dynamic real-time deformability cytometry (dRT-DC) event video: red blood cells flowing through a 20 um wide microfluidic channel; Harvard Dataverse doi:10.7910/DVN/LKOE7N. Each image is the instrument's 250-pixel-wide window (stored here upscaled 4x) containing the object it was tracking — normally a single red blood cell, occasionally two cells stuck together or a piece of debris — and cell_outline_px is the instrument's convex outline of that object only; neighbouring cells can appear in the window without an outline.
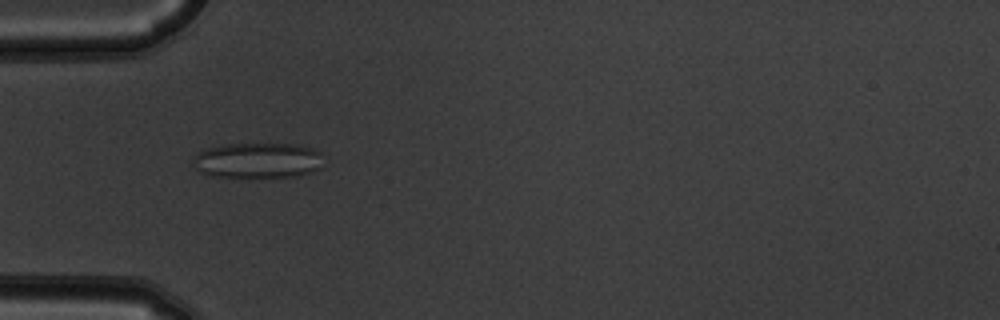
{"species": "common noctule bat (a hibernating species)", "species_latin": "Nyctalus noctula", "temperature_condition": "warm", "stored_images_in_passage": 7, "camera_frame_rate_fps": 3000, "um_per_image_px": 0.085, "animal": {"sex": "male", "body_mass_g": 19.5, "forearm_length_mm": 54.6}, "frame": {"image": 1, "passage_image": 2, "time_ms": 0.333, "image_size_px": [1000, 320], "cell_outline_px": [[320, 168], [300, 176], [248, 180], [212, 176], [200, 172], [192, 164], [192, 156], [208, 148], [224, 144], [296, 144], [312, 148], [320, 152]], "centroid_in_image_um": [21.85, 13.69], "position_along_channel_um": 63.1, "area_um2": 27.92}}
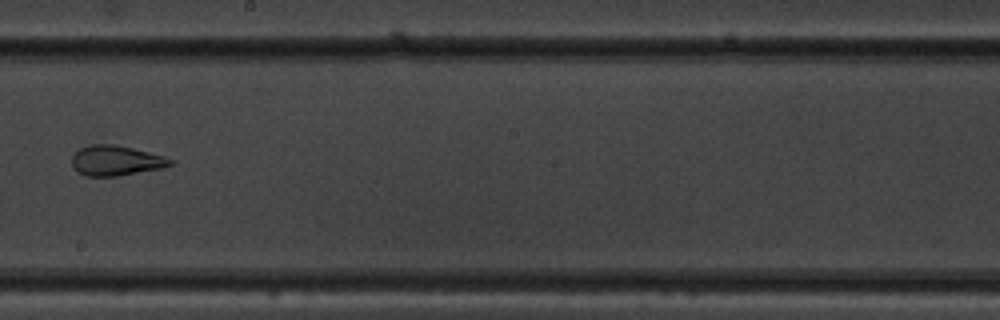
{"frame": {"image": 2, "passage_image": 6, "time_ms": 1.667, "image_size_px": [1000, 320], "cell_outline_px": [[176, 160], [172, 164], [164, 168], [116, 176], [84, 176], [76, 172], [72, 168], [72, 156], [80, 148], [92, 144], [112, 144], [132, 148], [164, 156]], "centroid_in_image_um": [9.85, 13.66], "position_along_channel_um": 238.4, "area_um2": 17.4}}
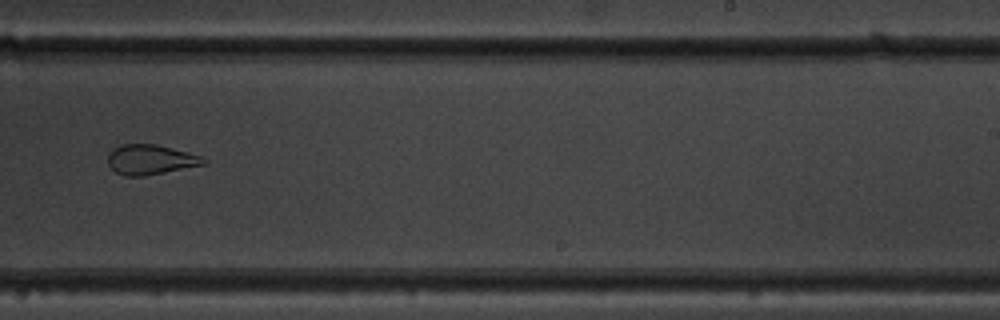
{"frame": {"image": 3, "passage_image": 7, "time_ms": 2.0, "image_size_px": [1000, 320], "cell_outline_px": [[208, 160], [204, 164], [144, 176], [124, 176], [116, 172], [108, 164], [108, 156], [120, 144], [156, 144], [188, 152], [200, 156]], "centroid_in_image_um": [12.79, 13.57], "position_along_channel_um": 276.2, "area_um2": 16.42}}